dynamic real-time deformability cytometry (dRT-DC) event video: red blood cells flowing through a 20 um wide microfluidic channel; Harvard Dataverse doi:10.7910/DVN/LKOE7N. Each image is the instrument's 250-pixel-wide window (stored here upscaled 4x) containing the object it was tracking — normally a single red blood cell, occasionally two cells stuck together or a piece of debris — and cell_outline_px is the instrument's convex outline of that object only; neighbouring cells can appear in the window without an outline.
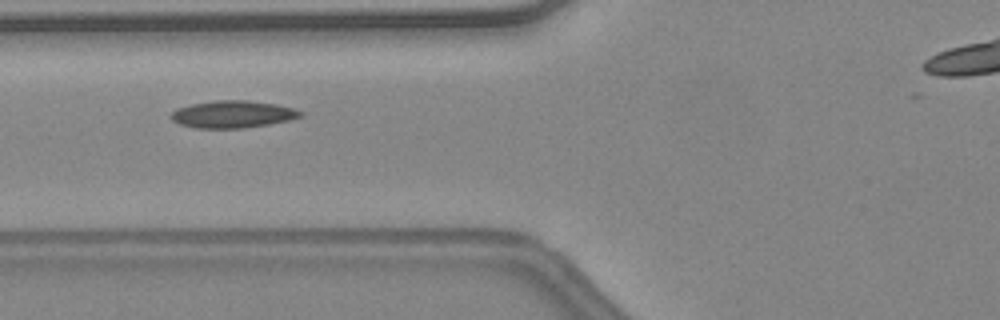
{"species": "common noctule bat (a hibernating species)", "species_latin": "Nyctalus noctula", "temperature_condition": "warm", "stored_images_in_passage": 9, "camera_frame_rate_fps": 3000, "um_per_image_px": 0.085, "animal": {"sex": "female", "body_mass_g": 24.6, "forearm_length_mm": 56.2}, "frame": {"image": 1, "passage_image": 4, "time_ms": 1.0, "image_size_px": [1000, 320], "cell_outline_px": [[304, 116], [292, 120], [244, 128], [196, 128], [180, 124], [172, 120], [168, 116], [176, 108], [192, 104], [216, 100], [248, 100], [276, 104], [292, 108], [304, 112]], "centroid_in_image_um": [19.8, 9.71], "position_along_channel_um": 106.0, "area_um2": 20.69}}
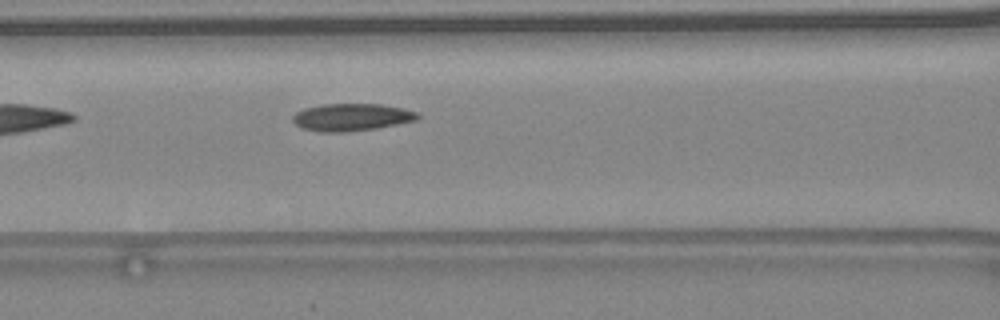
{"frame": {"image": 2, "passage_image": 6, "time_ms": 1.667, "image_size_px": [1000, 320], "cell_outline_px": [[420, 116], [416, 120], [376, 128], [344, 132], [320, 132], [304, 128], [296, 124], [292, 120], [292, 116], [296, 112], [304, 108], [320, 104], [380, 104], [404, 108], [416, 112]], "centroid_in_image_um": [29.86, 9.95], "position_along_channel_um": 136.7, "area_um2": 19.83}}